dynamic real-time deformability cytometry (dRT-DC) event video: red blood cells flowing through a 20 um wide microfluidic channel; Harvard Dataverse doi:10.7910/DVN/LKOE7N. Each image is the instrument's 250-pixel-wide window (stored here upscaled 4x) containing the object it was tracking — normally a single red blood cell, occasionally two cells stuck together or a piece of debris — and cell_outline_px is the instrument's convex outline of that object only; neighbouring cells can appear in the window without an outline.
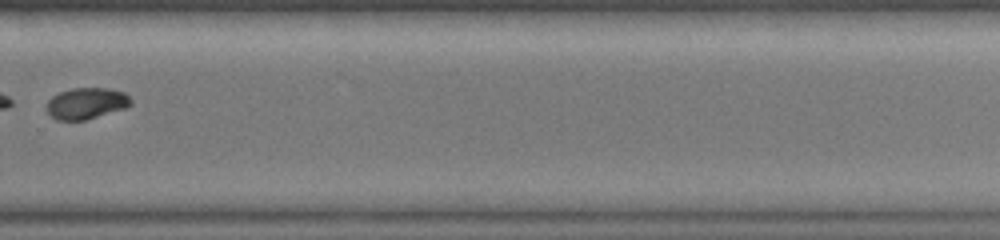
{"species": "common noctule bat (a hibernating species)", "species_latin": "Nyctalus noctula", "temperature_condition": "warm", "stored_images_in_passage": 30, "segment_of_instrument_passage": [2, 2], "camera_frame_rate_fps": 3000, "um_per_image_px": 0.085, "animal": {"sex": "female", "body_mass_g": 19.0, "forearm_length_mm": 51.5}, "frame": {"image": 1, "passage_image": 22, "time_ms": 7.0, "image_size_px": [1000, 240], "cell_outline_px": [[132, 104], [128, 108], [84, 120], [56, 120], [44, 108], [44, 104], [52, 96], [60, 92], [72, 88], [108, 88], [124, 92], [132, 100]], "centroid_in_image_um": [7.33, 8.78], "position_along_channel_um": 322.5, "area_um2": 15.61}}
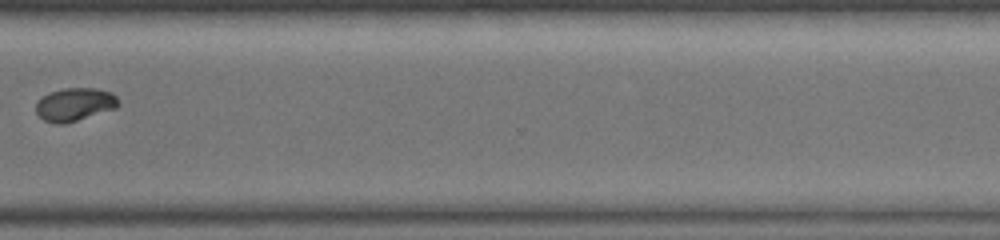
{"frame": {"image": 2, "passage_image": 24, "time_ms": 7.667, "image_size_px": [1000, 240], "cell_outline_px": [[120, 104], [116, 108], [64, 124], [56, 124], [44, 120], [36, 112], [36, 100], [48, 92], [64, 88], [96, 88], [112, 92], [120, 100]], "centroid_in_image_um": [6.35, 8.86], "position_along_channel_um": 364.3, "area_um2": 16.07}}